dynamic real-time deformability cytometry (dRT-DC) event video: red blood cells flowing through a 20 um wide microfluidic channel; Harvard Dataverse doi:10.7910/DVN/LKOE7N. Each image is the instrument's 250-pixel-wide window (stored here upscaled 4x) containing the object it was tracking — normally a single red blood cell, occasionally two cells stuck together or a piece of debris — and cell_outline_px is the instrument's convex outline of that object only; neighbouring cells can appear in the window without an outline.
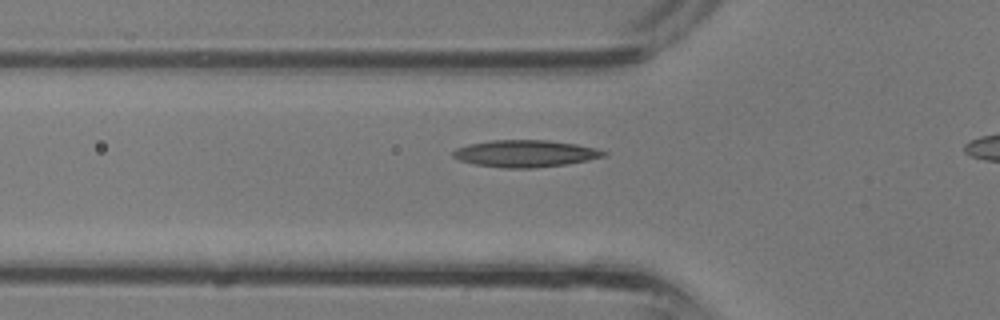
{"species": "common noctule bat (a hibernating species)", "species_latin": "Nyctalus noctula", "temperature_condition": "room temperature", "stored_images_in_passage": 22, "camera_frame_rate_fps": 3000, "um_per_image_px": 0.085, "animal": {"sex": "male", "body_mass_g": 13.3}, "frame": {"image": 1, "passage_image": 5, "time_ms": 1.333, "image_size_px": [1000, 320], "cell_outline_px": [[608, 152], [604, 156], [588, 160], [564, 164], [532, 168], [504, 168], [476, 164], [460, 160], [452, 156], [452, 152], [456, 148], [468, 144], [492, 140], [548, 140], [576, 144], [596, 148]], "centroid_in_image_um": [44.64, 13.04], "position_along_channel_um": 81.2, "area_um2": 23.52}}
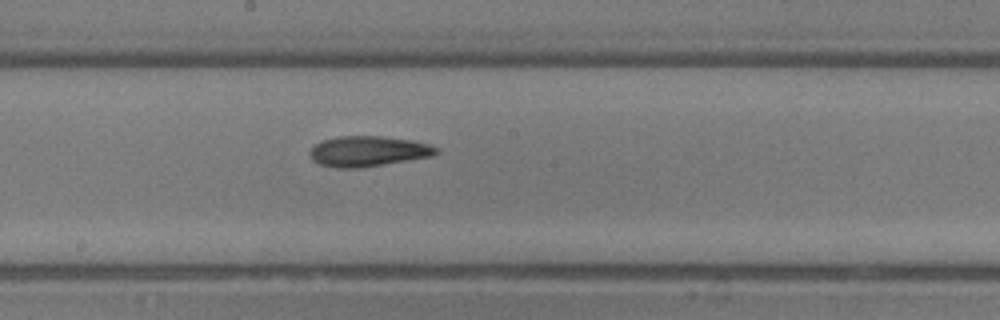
{"frame": {"image": 2, "passage_image": 12, "time_ms": 3.667, "image_size_px": [1000, 320], "cell_outline_px": [[440, 152], [432, 156], [360, 168], [336, 168], [320, 164], [312, 160], [308, 152], [320, 140], [340, 136], [380, 136], [412, 140], [428, 144], [440, 148]], "centroid_in_image_um": [31.29, 12.85], "position_along_channel_um": 216.9, "area_um2": 22.48}}
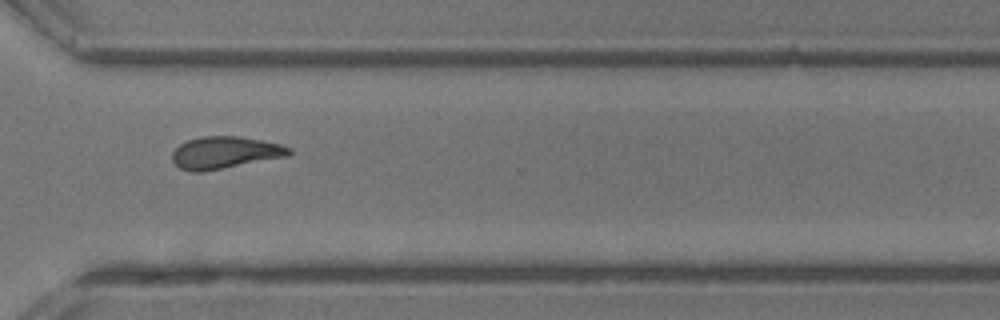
{"frame": {"image": 3, "passage_image": 19, "time_ms": 6.0, "image_size_px": [1000, 320], "cell_outline_px": [[292, 152], [288, 156], [204, 172], [192, 172], [180, 168], [172, 160], [172, 152], [180, 144], [188, 140], [200, 136], [240, 136], [280, 144], [292, 148]], "centroid_in_image_um": [19.12, 12.97], "position_along_channel_um": 351.5, "area_um2": 21.96}}